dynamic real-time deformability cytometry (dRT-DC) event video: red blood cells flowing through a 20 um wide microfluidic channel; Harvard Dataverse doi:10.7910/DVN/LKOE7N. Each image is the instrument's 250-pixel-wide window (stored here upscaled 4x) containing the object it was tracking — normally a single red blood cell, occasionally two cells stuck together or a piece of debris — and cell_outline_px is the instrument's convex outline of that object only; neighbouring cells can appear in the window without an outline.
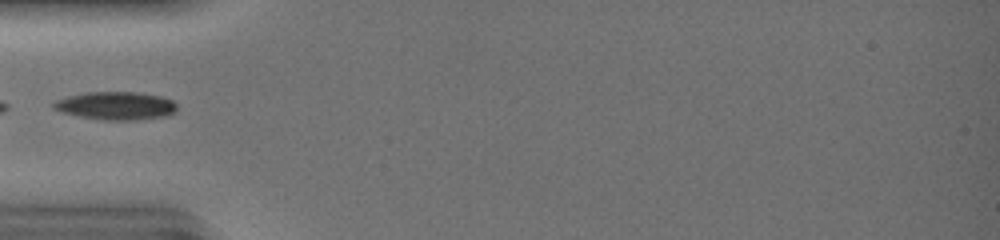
{"species": "common noctule bat (a hibernating species)", "species_latin": "Nyctalus noctula", "temperature_condition": "warm", "stored_images_in_passage": 11, "camera_frame_rate_fps": 3000, "um_per_image_px": 0.085, "animal": {"sex": "female", "body_mass_g": 19.0, "forearm_length_mm": 51.5}, "frame": {"image": 1, "passage_image": 1, "time_ms": 0.0, "image_size_px": [1000, 240], "cell_outline_px": [[176, 112], [168, 116], [136, 120], [104, 120], [80, 116], [64, 112], [52, 108], [52, 104], [56, 100], [68, 96], [88, 92], [136, 92], [160, 96], [172, 100], [176, 104]], "centroid_in_image_um": [9.88, 8.99], "position_along_channel_um": 75.1, "area_um2": 20.11}}